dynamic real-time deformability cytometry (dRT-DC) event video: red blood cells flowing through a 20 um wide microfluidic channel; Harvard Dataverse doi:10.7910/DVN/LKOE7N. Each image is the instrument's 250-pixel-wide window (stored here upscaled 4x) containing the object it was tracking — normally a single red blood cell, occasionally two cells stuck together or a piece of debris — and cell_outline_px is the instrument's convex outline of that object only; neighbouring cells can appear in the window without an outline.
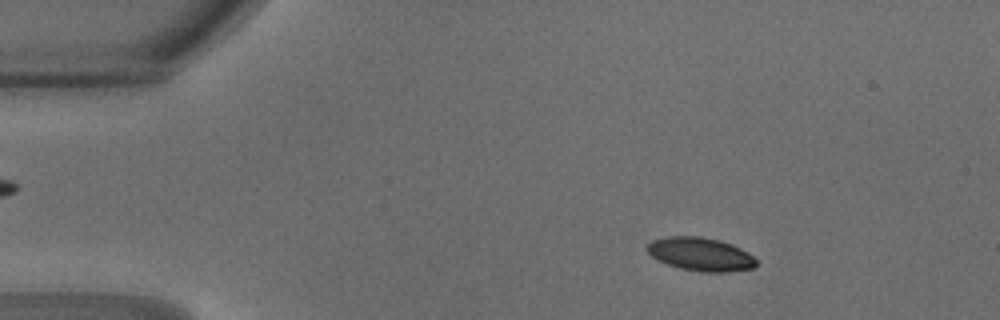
{"species": "common noctule bat (a hibernating species)", "species_latin": "Nyctalus noctula", "temperature_condition": "warm", "stored_images_in_passage": 15, "camera_frame_rate_fps": 3000, "um_per_image_px": 0.085, "animal": {"sex": "male", "body_mass_g": 18.8}, "frame": {"image": 1, "passage_image": 7, "time_ms": 2.0, "image_size_px": [1000, 320], "cell_outline_px": [[756, 264], [752, 268], [728, 272], [700, 272], [680, 268], [656, 260], [644, 248], [652, 240], [668, 236], [700, 236], [720, 240], [732, 244], [748, 252], [756, 260]], "centroid_in_image_um": [59.52, 21.6], "position_along_channel_um": 25.5, "area_um2": 21.33}}
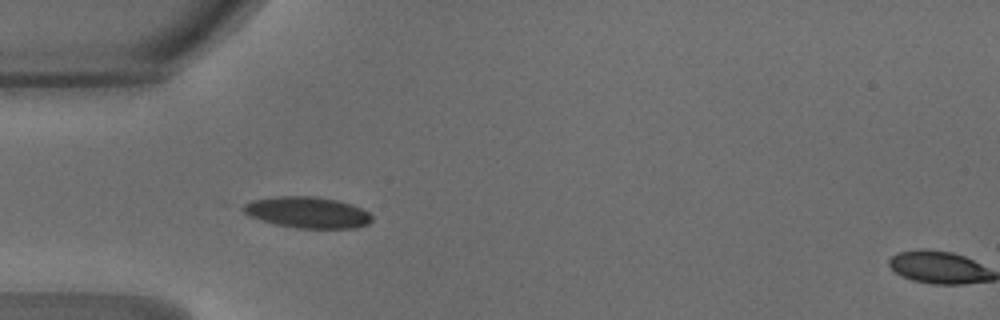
{"frame": {"image": 2, "passage_image": 14, "time_ms": 4.333, "image_size_px": [1000, 320], "cell_outline_px": [[372, 220], [368, 224], [356, 228], [296, 228], [276, 224], [248, 216], [240, 208], [244, 204], [252, 200], [276, 196], [316, 196], [336, 200], [352, 204], [368, 212], [372, 216]], "centroid_in_image_um": [26.12, 18.05], "position_along_channel_um": 58.9, "area_um2": 23.47}}